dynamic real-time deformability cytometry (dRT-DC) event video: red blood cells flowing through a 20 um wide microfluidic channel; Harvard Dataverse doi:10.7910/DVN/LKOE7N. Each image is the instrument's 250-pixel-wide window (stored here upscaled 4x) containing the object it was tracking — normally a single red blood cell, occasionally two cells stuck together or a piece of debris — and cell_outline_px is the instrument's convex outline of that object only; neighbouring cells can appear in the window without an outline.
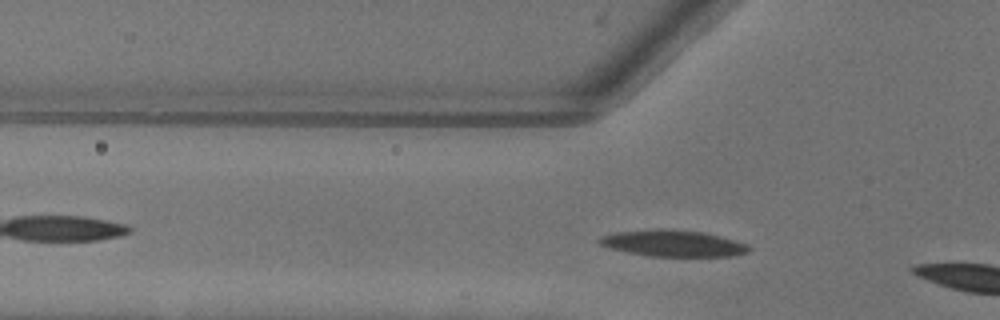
{"species": "common noctule bat (a hibernating species)", "species_latin": "Nyctalus noctula", "temperature_condition": "warm", "stored_images_in_passage": 6, "camera_frame_rate_fps": 3000, "um_per_image_px": 0.085, "animal": {"sex": "female"}, "frame": {"image": 1, "passage_image": 3, "time_ms": 0.667, "image_size_px": [1000, 320], "cell_outline_px": [[752, 248], [748, 252], [736, 256], [648, 256], [608, 248], [600, 244], [596, 240], [600, 236], [616, 232], [660, 228], [664, 228], [704, 232], [736, 240]], "centroid_in_image_um": [57.19, 20.68], "position_along_channel_um": 68.6, "area_um2": 23.18}}